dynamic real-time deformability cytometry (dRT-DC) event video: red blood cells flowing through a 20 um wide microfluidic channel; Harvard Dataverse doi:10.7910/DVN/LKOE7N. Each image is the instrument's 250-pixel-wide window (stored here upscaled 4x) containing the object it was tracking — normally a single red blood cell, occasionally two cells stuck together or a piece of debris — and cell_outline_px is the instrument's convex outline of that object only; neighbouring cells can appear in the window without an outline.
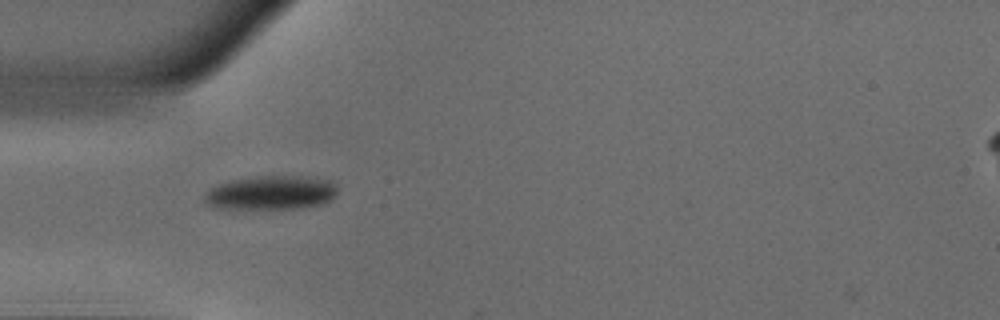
{"species": "common noctule bat (a hibernating species)", "species_latin": "Nyctalus noctula", "temperature_condition": "warm", "stored_images_in_passage": 37, "camera_frame_rate_fps": 3000, "um_per_image_px": 0.085, "animal": {"sex": "male", "body_mass_g": 18.8}, "frame": {"image": 1, "passage_image": 1, "time_ms": 0.0, "image_size_px": [1000, 320], "cell_outline_px": [[336, 196], [320, 204], [300, 208], [220, 208], [208, 204], [204, 200], [204, 196], [208, 188], [232, 180], [256, 176], [316, 176], [328, 180], [336, 184]], "centroid_in_image_um": [23.06, 16.36], "position_along_channel_um": 61.9, "area_um2": 26.24}}
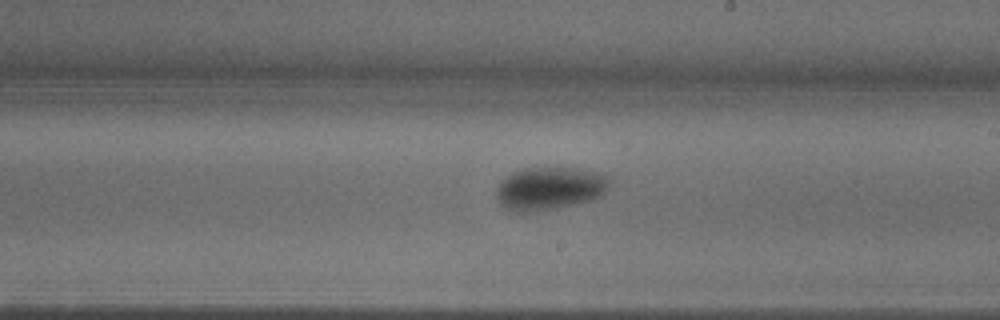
{"frame": {"image": 2, "passage_image": 15, "time_ms": 4.667, "image_size_px": [1000, 320], "cell_outline_px": [[612, 180], [608, 188], [600, 196], [592, 200], [540, 212], [512, 212], [504, 208], [496, 200], [496, 188], [512, 172], [524, 168], [580, 168], [596, 172], [608, 176]], "centroid_in_image_um": [46.72, 16.03], "position_along_channel_um": 242.3, "area_um2": 28.67}}
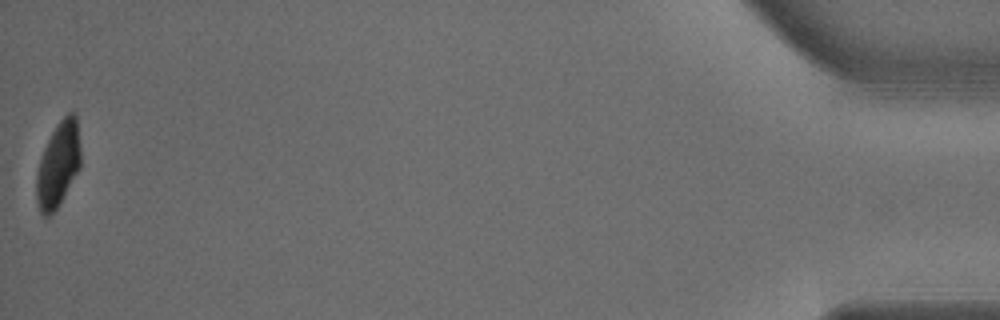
{"frame": {"image": 3, "passage_image": 37, "time_ms": 12.0, "image_size_px": [1000, 320], "cell_outline_px": [[80, 168], [56, 208], [48, 216], [44, 216], [40, 212], [36, 200], [36, 176], [40, 160], [44, 148], [56, 124], [68, 112], [76, 112], [80, 148]], "centroid_in_image_um": [4.95, 13.95], "position_along_channel_um": 430.3, "area_um2": 21.68}, "authors_computed_cell_mechanics": {"area_um2": 26.2412, "velocity_mm_per_s": 3.8832, "shape_relaxation_time_tau1_ms": 2.8006, "shape_relaxation_time_tau2_ms": 5.2865, "deformation_change_tau1": 0.1371, "deformation_change_tau2": 0.0553}}